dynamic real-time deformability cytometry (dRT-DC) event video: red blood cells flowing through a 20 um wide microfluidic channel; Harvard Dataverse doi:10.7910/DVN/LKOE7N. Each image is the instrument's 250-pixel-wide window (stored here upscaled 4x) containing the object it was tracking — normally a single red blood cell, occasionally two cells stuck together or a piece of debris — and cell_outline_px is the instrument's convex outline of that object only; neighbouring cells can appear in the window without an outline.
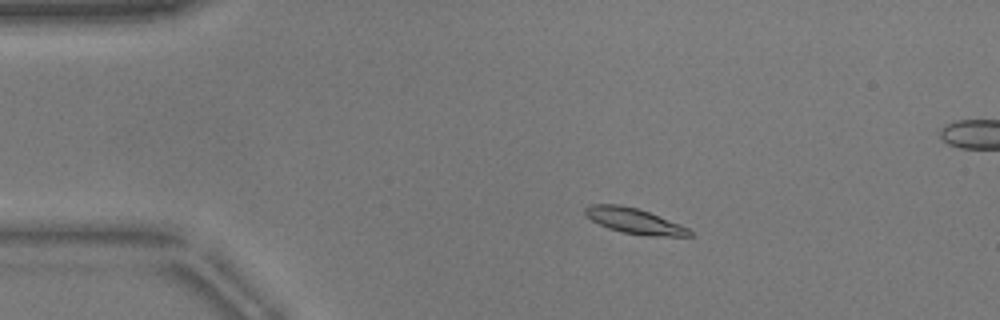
{"species": "common noctule bat (a hibernating species)", "species_latin": "Nyctalus noctula", "temperature_condition": "warm", "stored_images_in_passage": 49, "camera_frame_rate_fps": 3000, "um_per_image_px": 0.085, "animal": {"sex": "male", "body_mass_g": 17.9}, "frame": {"image": 1, "passage_image": 11, "time_ms": 3.333, "image_size_px": [1000, 320], "cell_outline_px": [[692, 236], [652, 236], [624, 232], [608, 228], [592, 220], [584, 212], [584, 208], [588, 204], [620, 204], [636, 208], [648, 212], [680, 224], [688, 228], [692, 232]], "centroid_in_image_um": [53.91, 18.77], "position_along_channel_um": 31.1, "area_um2": 15.26}}
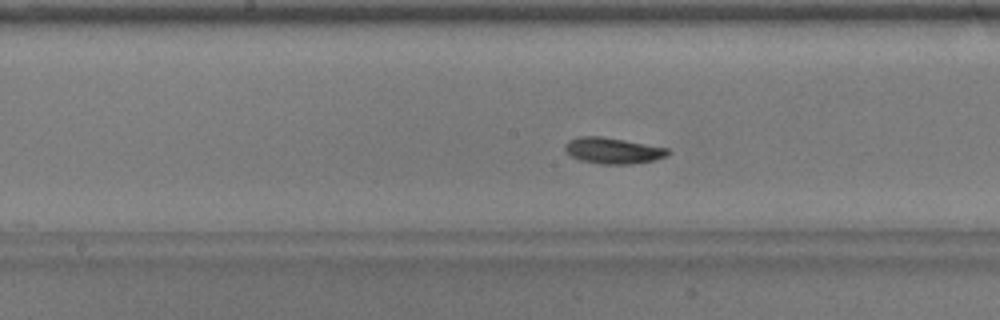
{"frame": {"image": 2, "passage_image": 28, "time_ms": 9.0, "image_size_px": [1000, 320], "cell_outline_px": [[672, 152], [668, 156], [652, 160], [632, 164], [600, 164], [580, 160], [572, 156], [564, 148], [564, 144], [568, 140], [580, 136], [600, 136], [624, 140], [668, 148]], "centroid_in_image_um": [52.11, 12.8], "position_along_channel_um": 196.1, "area_um2": 15.61}}
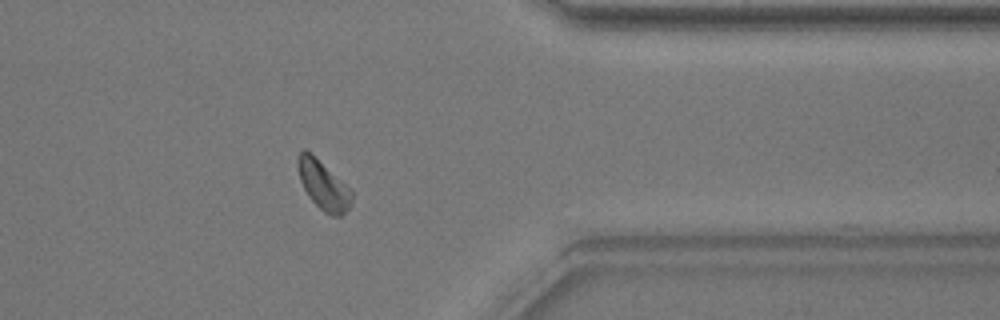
{"frame": {"image": 3, "passage_image": 44, "time_ms": 14.333, "image_size_px": [1000, 320], "cell_outline_px": [[352, 204], [340, 216], [332, 216], [324, 212], [308, 196], [300, 180], [296, 160], [300, 152], [304, 148], [312, 152], [352, 188]], "centroid_in_image_um": [27.5, 15.69], "position_along_channel_um": 383.9, "area_um2": 15.78}, "authors_computed_cell_mechanics": {"area_um2": 15.2592, "velocity_mm_per_s": 3.7897, "shape_relaxation_time_tau1_ms": 2.2127, "shape_relaxation_time_tau2_ms": 3.5121, "deformation_change_tau1": 0.0854, "deformation_change_tau2": 0.0817}}